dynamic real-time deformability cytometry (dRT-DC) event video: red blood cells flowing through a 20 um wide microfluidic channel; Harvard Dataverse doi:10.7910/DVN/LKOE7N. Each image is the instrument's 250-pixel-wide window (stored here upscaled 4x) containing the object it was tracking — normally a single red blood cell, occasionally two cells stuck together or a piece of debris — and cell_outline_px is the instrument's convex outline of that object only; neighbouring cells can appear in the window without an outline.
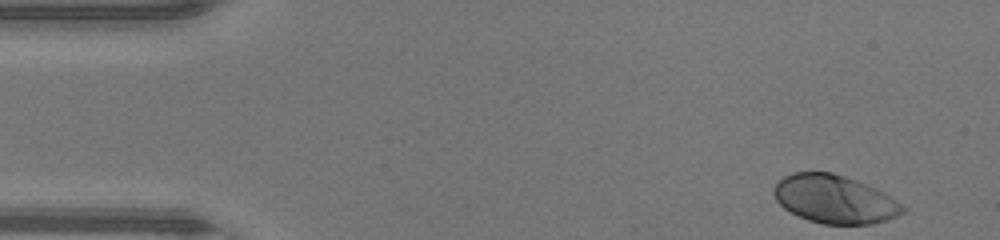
{"species": "human", "species_latin": "Homo sapiens", "temperature_condition": "warm", "stored_images_in_passage": 45, "camera_frame_rate_fps": 3000, "um_per_image_px": 0.085, "donor": {"sex": "male"}, "frame": {"image": 1, "passage_image": 1, "time_ms": 0.0, "image_size_px": [1000, 240], "cell_outline_px": [[904, 212], [888, 220], [872, 224], [824, 224], [808, 220], [784, 208], [776, 200], [772, 192], [772, 188], [784, 176], [792, 172], [832, 172], [856, 180], [876, 188], [884, 192], [900, 204], [904, 208]], "centroid_in_image_um": [70.92, 16.93], "position_along_channel_um": 14.1, "area_um2": 36.07}}
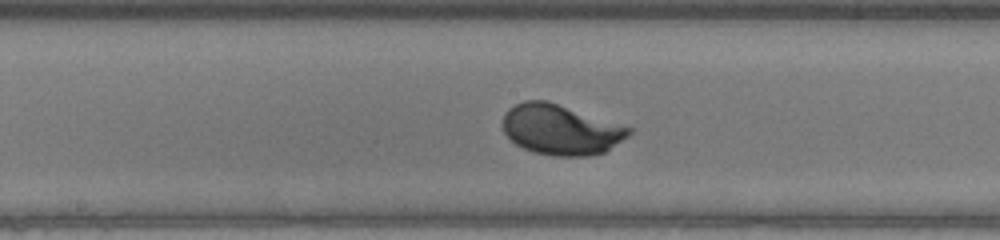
{"frame": {"image": 2, "passage_image": 22, "time_ms": 7.0, "image_size_px": [1000, 240], "cell_outline_px": [[632, 132], [628, 136], [604, 152], [588, 156], [552, 156], [532, 152], [516, 144], [504, 132], [504, 116], [508, 108], [524, 100], [548, 100], [632, 128]], "centroid_in_image_um": [47.66, 11.01], "position_along_channel_um": 200.5, "area_um2": 36.76}}
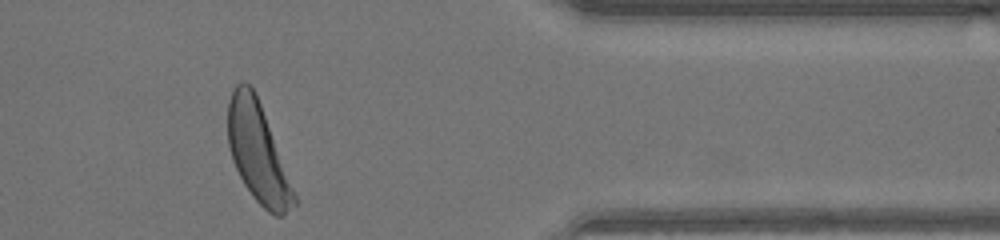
{"frame": {"image": 3, "passage_image": 37, "time_ms": 12.0, "image_size_px": [1000, 240], "cell_outline_px": [[296, 204], [284, 216], [276, 216], [268, 212], [252, 196], [244, 184], [232, 160], [228, 144], [228, 100], [232, 88], [236, 84], [244, 80], [256, 92], [296, 196]], "centroid_in_image_um": [21.89, 12.95], "position_along_channel_um": 389.5, "area_um2": 37.92}, "authors_computed_cell_mechanics": {"area_um2": 36.2406, "velocity_mm_per_s": 4.2868, "shape_relaxation_time_tau1_ms": 2.2297, "shape_relaxation_time_tau2_ms": null, "deformation_change_tau1": 0.1817, "deformation_change_tau2": null}}